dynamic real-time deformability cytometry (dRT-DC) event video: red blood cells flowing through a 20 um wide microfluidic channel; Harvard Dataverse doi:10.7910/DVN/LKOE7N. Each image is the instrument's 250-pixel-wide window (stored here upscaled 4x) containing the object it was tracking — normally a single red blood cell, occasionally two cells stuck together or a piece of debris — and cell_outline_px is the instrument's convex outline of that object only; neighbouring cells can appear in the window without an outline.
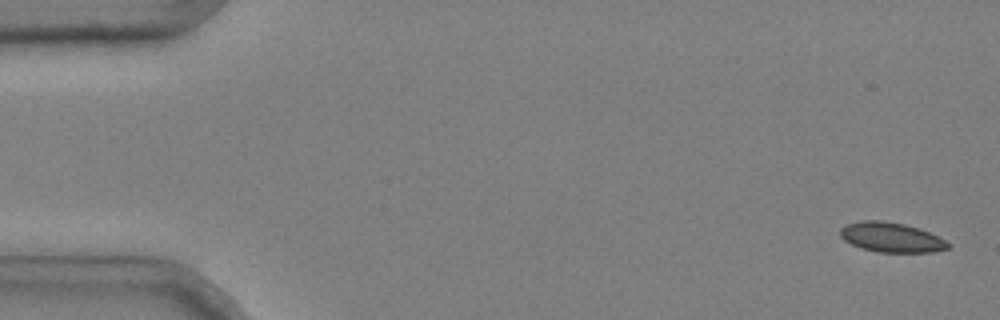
{"species": "common noctule bat (a hibernating species)", "species_latin": "Nyctalus noctula", "temperature_condition": "cold", "stored_images_in_passage": 52, "camera_frame_rate_fps": 3000, "um_per_image_px": 0.085, "animal": {"sex": "male", "body_mass_g": 20.4}, "frame": {"image": 1, "passage_image": 2, "time_ms": 0.333, "image_size_px": [1000, 320], "cell_outline_px": [[952, 244], [948, 248], [932, 252], [876, 252], [860, 248], [844, 240], [840, 236], [840, 228], [848, 224], [864, 220], [880, 220], [904, 224], [920, 228]], "centroid_in_image_um": [75.75, 20.18], "position_along_channel_um": 9.3, "area_um2": 18.61}}
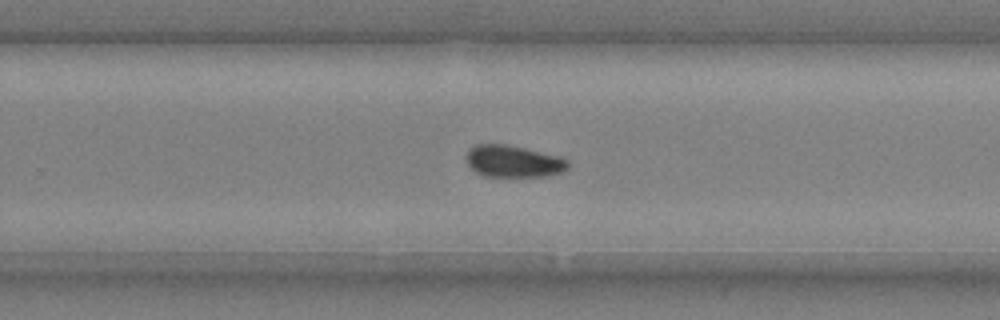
{"frame": {"image": 2, "passage_image": 35, "time_ms": 11.333, "image_size_px": [1000, 320], "cell_outline_px": [[568, 168], [564, 172], [548, 176], [484, 176], [476, 172], [468, 164], [468, 148], [476, 144], [504, 144], [524, 148], [560, 156], [568, 160]], "centroid_in_image_um": [43.67, 13.71], "position_along_channel_um": 286.1, "area_um2": 18.84}}
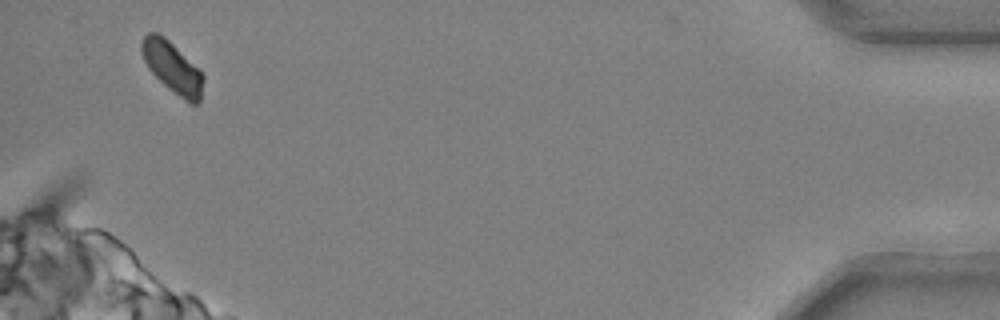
{"frame": {"image": 3, "passage_image": 51, "time_ms": 16.667, "image_size_px": [1000, 320], "cell_outline_px": [[204, 80], [200, 100], [196, 104], [192, 104], [184, 100], [168, 88], [148, 68], [144, 60], [140, 48], [140, 44], [144, 36], [148, 32], [156, 32], [164, 36], [200, 68], [204, 76]], "centroid_in_image_um": [14.67, 5.71], "position_along_channel_um": 420.5, "area_um2": 18.44}, "authors_computed_cell_mechanics": {"area_um2": 18.9873, "velocity_mm_per_s": 3.6821, "shape_relaxation_time_tau1_ms": null, "shape_relaxation_time_tau2_ms": 4.4722, "deformation_change_tau1": null, "deformation_change_tau2": 0.078}}